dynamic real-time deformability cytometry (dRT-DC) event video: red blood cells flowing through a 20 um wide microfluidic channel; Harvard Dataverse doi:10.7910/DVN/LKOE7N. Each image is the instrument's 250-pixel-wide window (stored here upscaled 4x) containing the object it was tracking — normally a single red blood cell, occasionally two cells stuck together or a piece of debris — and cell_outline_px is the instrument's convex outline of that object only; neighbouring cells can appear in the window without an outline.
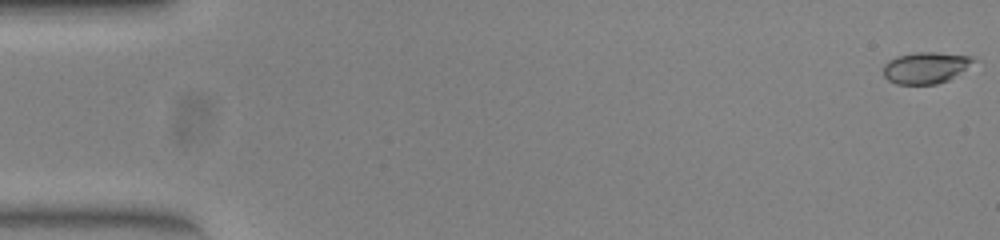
{"species": "common noctule bat (a hibernating species)", "species_latin": "Nyctalus noctula", "temperature_condition": "warm", "stored_images_in_passage": 53, "camera_frame_rate_fps": 3000, "um_per_image_px": 0.085, "animal": {"sex": "female", "body_mass_g": 23.0, "forearm_length_mm": 53.4}, "frame": {"image": 1, "passage_image": 1, "time_ms": 0.0, "image_size_px": [1000, 240], "cell_outline_px": [[980, 60], [948, 80], [936, 84], [896, 84], [888, 80], [884, 76], [884, 64], [888, 60], [896, 56], [916, 52], [936, 52], [972, 56]], "centroid_in_image_um": [78.71, 5.74], "position_along_channel_um": 6.3, "area_um2": 16.7}}
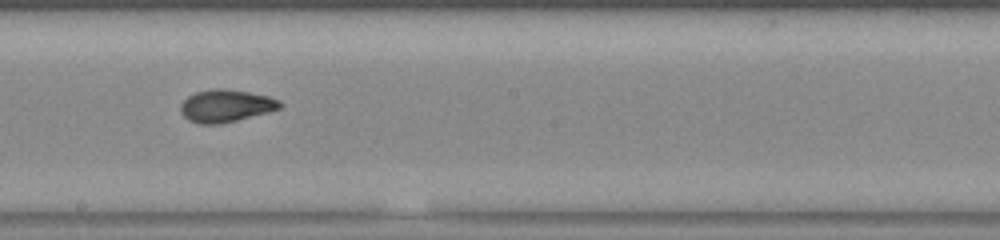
{"frame": {"image": 2, "passage_image": 30, "time_ms": 9.667, "image_size_px": [1000, 240], "cell_outline_px": [[284, 104], [280, 108], [268, 112], [220, 124], [200, 124], [188, 120], [180, 112], [180, 104], [188, 96], [196, 92], [212, 88], [224, 88], [248, 92], [268, 96], [280, 100]], "centroid_in_image_um": [19.19, 8.99], "position_along_channel_um": 229.0, "area_um2": 18.84}}
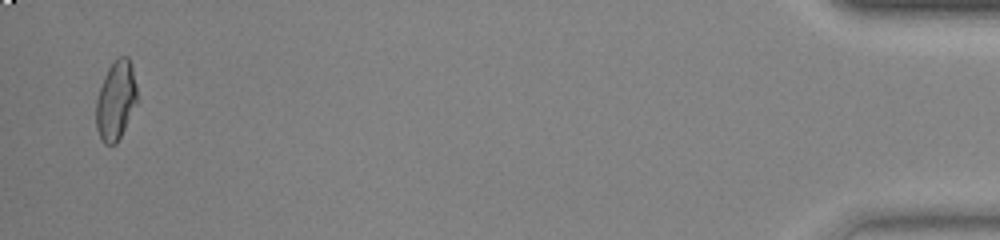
{"frame": {"image": 3, "passage_image": 52, "time_ms": 17.0, "image_size_px": [1000, 240], "cell_outline_px": [[136, 104], [116, 144], [104, 144], [96, 128], [96, 100], [104, 76], [108, 68], [120, 56], [128, 56], [132, 68], [136, 84]], "centroid_in_image_um": [9.83, 8.53], "position_along_channel_um": 425.4, "area_um2": 18.5}, "authors_computed_cell_mechanics": {"area_um2": 18.0336, "velocity_mm_per_s": 3.9054, "shape_relaxation_time_tau1_ms": 8.8208, "shape_relaxation_time_tau2_ms": 1.0647, "deformation_change_tau1": 0.2845, "deformation_change_tau2": 0.064}}